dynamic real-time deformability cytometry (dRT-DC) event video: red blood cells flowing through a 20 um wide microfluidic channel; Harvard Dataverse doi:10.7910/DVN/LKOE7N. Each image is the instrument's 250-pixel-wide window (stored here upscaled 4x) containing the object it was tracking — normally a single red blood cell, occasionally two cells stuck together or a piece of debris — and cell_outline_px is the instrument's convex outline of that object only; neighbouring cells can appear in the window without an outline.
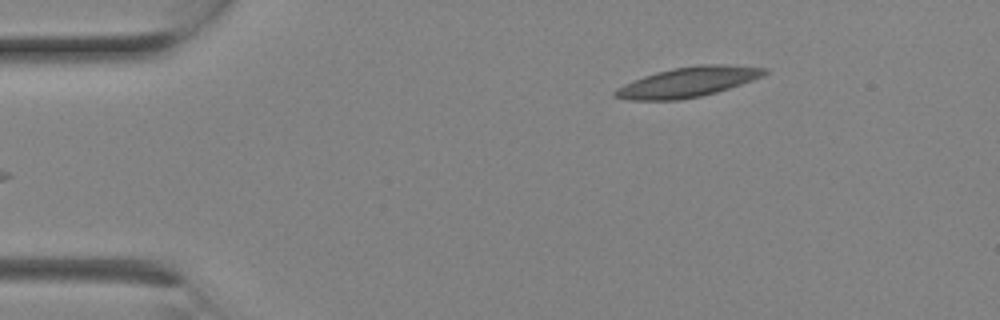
{"species": "Egyptian fruit bat (a non-hibernating species)", "species_latin": "Rousettus aegyptiacus", "temperature_condition": "room temperature", "stored_images_in_passage": 3, "camera_frame_rate_fps": 3000, "um_per_image_px": 0.085, "animal": {"sex": "female"}, "frame": {"image": 1, "passage_image": 3, "time_ms": 0.667, "image_size_px": [1000, 320], "cell_outline_px": [[768, 72], [764, 76], [716, 92], [700, 96], [680, 100], [628, 100], [612, 96], [612, 92], [616, 88], [624, 84], [644, 76], [656, 72], [672, 68], [700, 64], [724, 64], [768, 68]], "centroid_in_image_um": [58.46, 6.97], "position_along_channel_um": 26.5, "area_um2": 26.13}}